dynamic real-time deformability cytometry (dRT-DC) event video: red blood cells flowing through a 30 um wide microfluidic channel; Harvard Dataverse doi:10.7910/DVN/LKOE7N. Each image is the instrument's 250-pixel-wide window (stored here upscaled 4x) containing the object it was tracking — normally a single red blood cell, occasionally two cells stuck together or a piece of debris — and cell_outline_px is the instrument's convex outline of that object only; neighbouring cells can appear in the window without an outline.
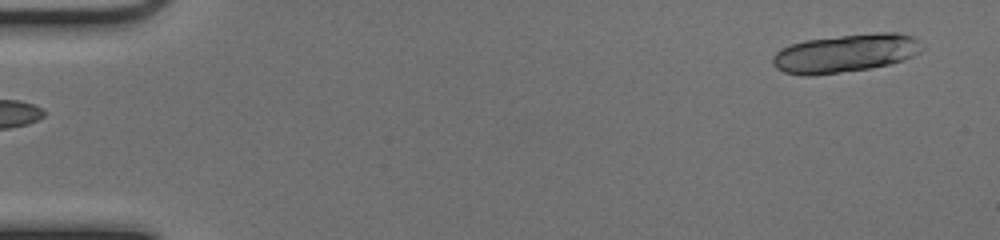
{"species": "common noctule bat (a hibernating species)", "species_latin": "Nyctalus noctula", "temperature_condition": "cold", "stored_images_in_passage": 17, "camera_frame_rate_fps": 3000, "um_per_image_px": 0.085, "animal": {"sex": "female", "body_mass_g": 17.0, "forearm_length_mm": 48.0}, "frame": {"image": 1, "passage_image": 1, "time_ms": 0.0, "image_size_px": [1000, 240], "cell_outline_px": [[924, 48], [920, 52], [912, 56], [888, 64], [868, 68], [812, 76], [804, 76], [784, 72], [776, 68], [772, 64], [772, 56], [780, 48], [804, 40], [876, 32], [896, 32], [912, 36]], "centroid_in_image_um": [71.81, 4.52], "position_along_channel_um": 13.2, "area_um2": 33.12}}